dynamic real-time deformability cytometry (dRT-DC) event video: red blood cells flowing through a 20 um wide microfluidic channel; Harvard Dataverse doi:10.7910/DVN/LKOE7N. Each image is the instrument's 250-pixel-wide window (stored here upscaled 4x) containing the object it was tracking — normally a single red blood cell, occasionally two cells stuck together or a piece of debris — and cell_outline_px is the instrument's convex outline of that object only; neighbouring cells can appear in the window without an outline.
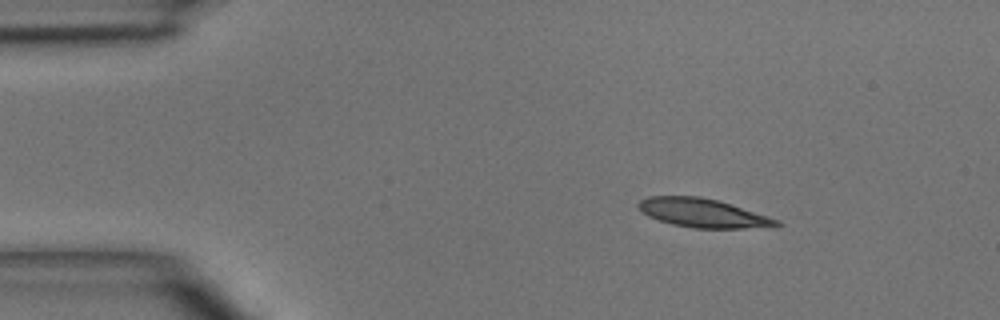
{"species": "common noctule bat (a hibernating species)", "species_latin": "Nyctalus noctula", "temperature_condition": "room temperature", "stored_images_in_passage": 3, "segment_of_instrument_passage": [1, 2], "camera_frame_rate_fps": 3000, "um_per_image_px": 0.085, "animal": {"sex": "male", "body_mass_g": 15.6}, "frame": {"image": 1, "passage_image": 1, "time_ms": 0.0, "image_size_px": [1000, 320], "cell_outline_px": [[784, 224], [744, 228], [692, 228], [672, 224], [648, 216], [636, 204], [640, 200], [648, 196], [700, 196], [716, 200], [780, 220]], "centroid_in_image_um": [59.69, 18.1], "position_along_channel_um": 25.3, "area_um2": 22.66}}